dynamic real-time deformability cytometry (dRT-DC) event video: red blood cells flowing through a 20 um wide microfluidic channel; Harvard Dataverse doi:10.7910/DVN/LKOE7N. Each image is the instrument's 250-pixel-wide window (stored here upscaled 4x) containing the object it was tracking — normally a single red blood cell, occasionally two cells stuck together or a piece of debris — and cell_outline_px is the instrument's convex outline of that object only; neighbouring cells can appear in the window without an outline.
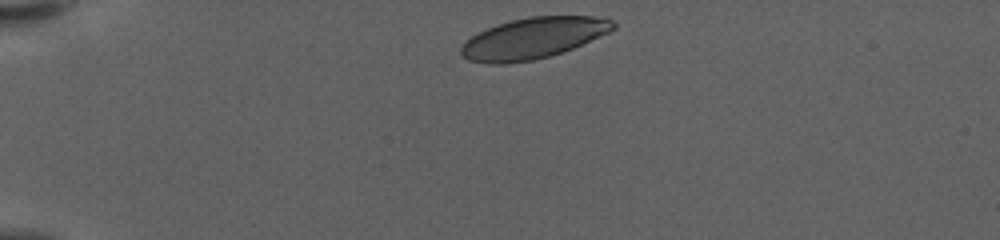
{"species": "human", "species_latin": "Homo sapiens", "temperature_condition": "warm", "stored_images_in_passage": 38, "camera_frame_rate_fps": 3000, "um_per_image_px": 0.085, "donor": {"sex": "female"}, "frame": {"image": 1, "passage_image": 1, "time_ms": 0.0, "image_size_px": [1000, 240], "cell_outline_px": [[616, 28], [608, 32], [572, 48], [548, 56], [532, 60], [504, 64], [488, 64], [468, 60], [460, 56], [460, 48], [472, 36], [496, 24], [528, 16], [608, 16], [616, 24]], "centroid_in_image_um": [45.32, 3.23], "position_along_channel_um": 39.7, "area_um2": 36.24}}
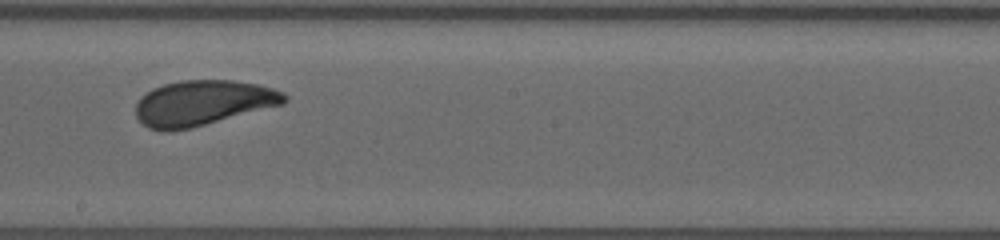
{"frame": {"image": 2, "passage_image": 22, "time_ms": 7.0, "image_size_px": [1000, 240], "cell_outline_px": [[288, 100], [284, 104], [192, 128], [168, 132], [148, 128], [136, 116], [136, 104], [140, 96], [152, 88], [164, 84], [180, 80], [232, 80], [260, 84], [284, 92], [288, 96]], "centroid_in_image_um": [17.25, 8.74], "position_along_channel_um": 230.9, "area_um2": 39.54}}
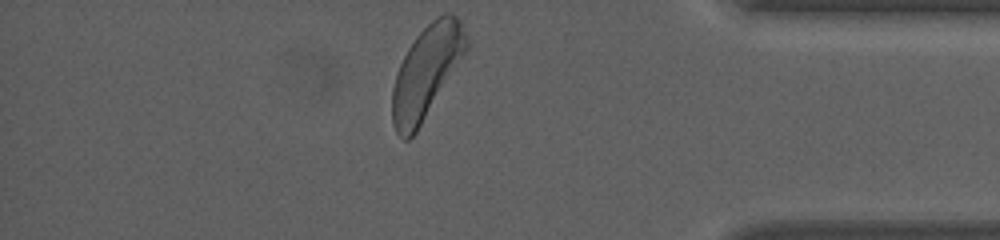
{"frame": {"image": 3, "passage_image": 38, "time_ms": 12.333, "image_size_px": [1000, 240], "cell_outline_px": [[468, 48], [416, 132], [408, 140], [404, 140], [396, 132], [392, 124], [392, 88], [396, 72], [408, 48], [416, 36], [436, 16], [444, 12], [448, 12], [456, 16], [460, 20], [468, 36]], "centroid_in_image_um": [36.24, 6.09], "position_along_channel_um": 399.0, "area_um2": 39.48}, "authors_computed_cell_mechanics": {"area_um2": 39.1884, "velocity_mm_per_s": 3.5625, "shape_relaxation_time_tau1_ms": 2.2298, "shape_relaxation_time_tau2_ms": 1.615, "deformation_change_tau1": 0.1248, "deformation_change_tau2": 0.0808}}